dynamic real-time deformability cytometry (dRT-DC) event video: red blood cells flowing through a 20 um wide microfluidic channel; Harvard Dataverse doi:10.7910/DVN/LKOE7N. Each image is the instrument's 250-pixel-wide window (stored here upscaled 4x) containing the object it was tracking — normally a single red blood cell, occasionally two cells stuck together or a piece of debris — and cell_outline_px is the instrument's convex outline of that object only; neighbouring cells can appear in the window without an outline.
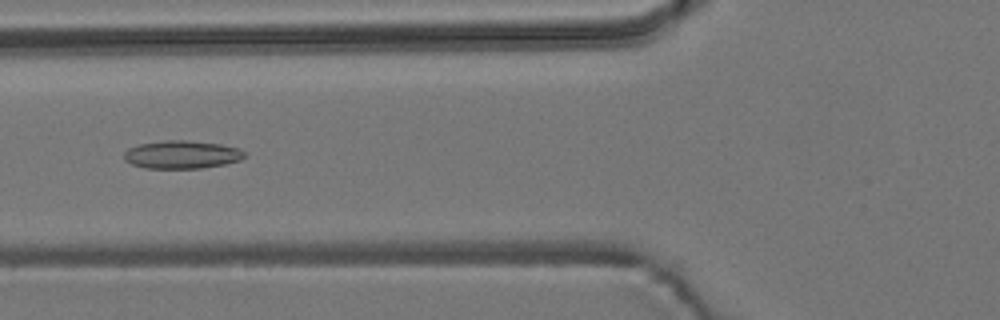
{"species": "common noctule bat (a hibernating species)", "species_latin": "Nyctalus noctula", "temperature_condition": "room temperature", "stored_images_in_passage": 6, "camera_frame_rate_fps": 3000, "um_per_image_px": 0.085, "animal": {"sex": "male", "body_mass_g": 19.2, "forearm_length_mm": 51.8}, "frame": {"image": 1, "passage_image": 6, "time_ms": 6.333, "image_size_px": [1000, 320], "cell_outline_px": [[244, 156], [240, 160], [224, 164], [200, 168], [144, 168], [132, 164], [124, 160], [124, 152], [128, 148], [140, 144], [164, 140], [188, 140], [220, 144], [236, 148], [244, 152]], "centroid_in_image_um": [15.41, 13.14], "position_along_channel_um": 110.4, "area_um2": 19.54}}